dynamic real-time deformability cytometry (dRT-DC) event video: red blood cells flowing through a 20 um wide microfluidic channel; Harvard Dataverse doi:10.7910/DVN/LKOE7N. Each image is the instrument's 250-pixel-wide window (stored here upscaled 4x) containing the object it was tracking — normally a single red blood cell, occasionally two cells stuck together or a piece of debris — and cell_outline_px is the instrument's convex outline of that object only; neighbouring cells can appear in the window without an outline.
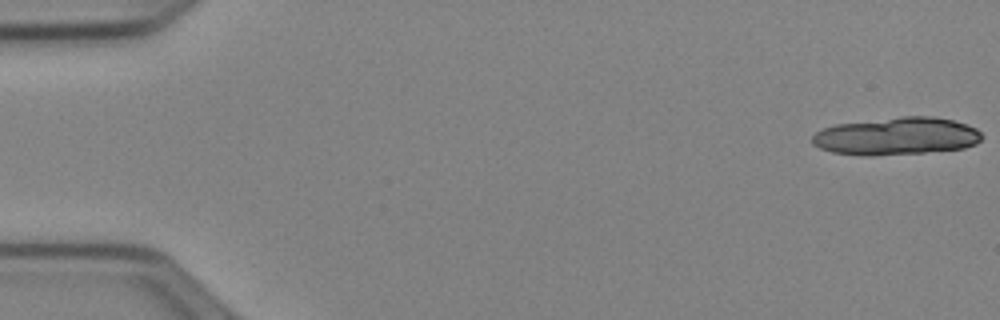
{"species": "Egyptian fruit bat (a non-hibernating species)", "species_latin": "Rousettus aegyptiacus", "temperature_condition": "cold", "stored_images_in_passage": 19, "camera_frame_rate_fps": 3000, "um_per_image_px": 0.085, "animal": {"sex": "female"}, "frame": {"image": 1, "passage_image": 1, "time_ms": 0.0, "image_size_px": [1000, 320], "cell_outline_px": [[984, 136], [976, 144], [964, 148], [924, 152], [872, 156], [864, 156], [832, 152], [820, 148], [812, 144], [812, 136], [816, 132], [824, 128], [836, 124], [904, 116], [932, 116], [952, 120], [976, 128]], "centroid_in_image_um": [76.2, 11.58], "position_along_channel_um": 8.8, "area_um2": 37.11}}